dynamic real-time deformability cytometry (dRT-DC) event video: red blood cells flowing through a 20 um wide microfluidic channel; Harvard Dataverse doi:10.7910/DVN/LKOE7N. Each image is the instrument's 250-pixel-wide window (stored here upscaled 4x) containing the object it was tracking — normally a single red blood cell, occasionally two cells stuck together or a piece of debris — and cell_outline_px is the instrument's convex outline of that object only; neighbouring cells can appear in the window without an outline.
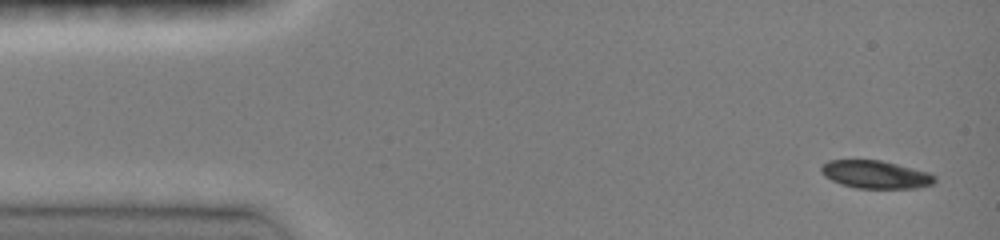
{"species": "common noctule bat (a hibernating species)", "species_latin": "Nyctalus noctula", "temperature_condition": "room temperature", "stored_images_in_passage": 47, "camera_frame_rate_fps": 3000, "um_per_image_px": 0.085, "animal": {"sex": "female", "body_mass_g": 19.0, "forearm_length_mm": 51.5}, "frame": {"image": 1, "passage_image": 1, "time_ms": 0.0, "image_size_px": [1000, 240], "cell_outline_px": [[936, 180], [932, 184], [916, 188], [856, 188], [840, 184], [824, 176], [820, 172], [820, 168], [828, 160], [880, 160], [928, 172], [936, 176]], "centroid_in_image_um": [74.4, 14.83], "position_along_channel_um": 10.6, "area_um2": 18.38}}
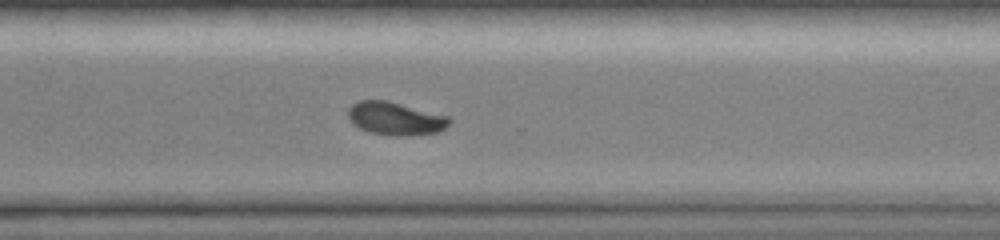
{"frame": {"image": 2, "passage_image": 31, "time_ms": 10.667, "image_size_px": [1000, 240], "cell_outline_px": [[452, 120], [444, 128], [436, 132], [408, 136], [400, 136], [368, 132], [352, 124], [348, 116], [348, 108], [352, 104], [360, 100], [384, 100], [448, 116]], "centroid_in_image_um": [33.57, 10.08], "position_along_channel_um": 337.0, "area_um2": 19.25}}
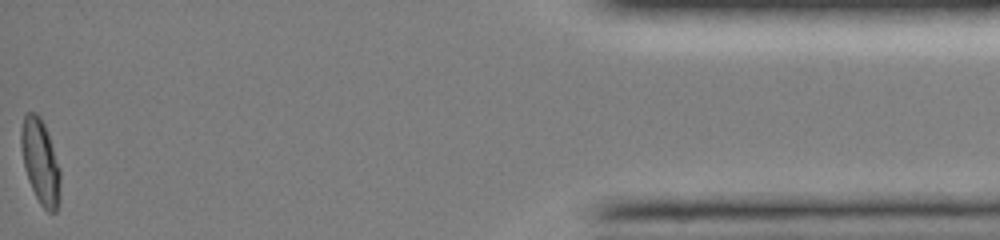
{"frame": {"image": 3, "passage_image": 47, "time_ms": 15.0, "image_size_px": [1000, 240], "cell_outline_px": [[60, 200], [56, 212], [48, 212], [40, 204], [28, 180], [24, 168], [20, 148], [20, 128], [24, 112], [36, 112], [40, 116], [44, 124], [60, 168]], "centroid_in_image_um": [3.41, 13.72], "position_along_channel_um": 431.8, "area_um2": 19.65}, "authors_computed_cell_mechanics": {"area_um2": 19.5364, "velocity_mm_per_s": 4.0456, "shape_relaxation_time_tau1_ms": 6.789, "shape_relaxation_time_tau2_ms": 8.6741, "deformation_change_tau1": 0.1703, "deformation_change_tau2": 0.0715}}